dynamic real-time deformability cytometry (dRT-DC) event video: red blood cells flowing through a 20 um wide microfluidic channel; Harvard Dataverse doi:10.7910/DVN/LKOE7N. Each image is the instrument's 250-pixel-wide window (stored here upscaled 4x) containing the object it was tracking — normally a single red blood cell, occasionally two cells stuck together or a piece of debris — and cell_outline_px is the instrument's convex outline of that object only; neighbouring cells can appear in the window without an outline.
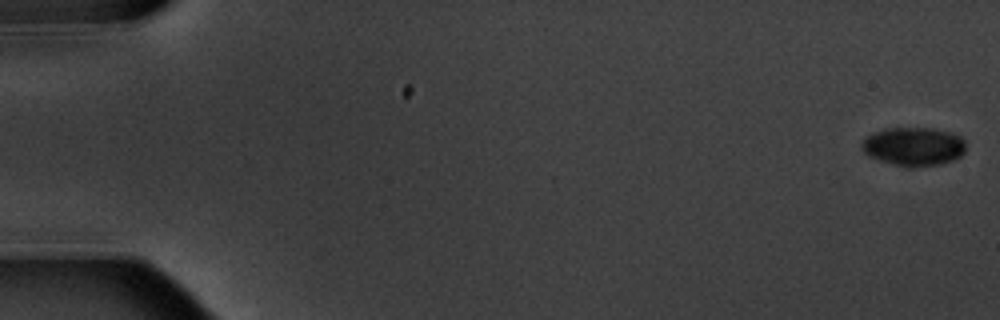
{"species": "common noctule bat (a hibernating species)", "species_latin": "Nyctalus noctula", "temperature_condition": "warm", "stored_images_in_passage": 5, "camera_frame_rate_fps": 3000, "um_per_image_px": 0.085, "animal": {"sex": "male", "body_mass_g": 20.1, "forearm_length_mm": 53.5}, "frame": {"image": 1, "passage_image": 1, "time_ms": 0.0, "image_size_px": [1000, 320], "cell_outline_px": [[964, 152], [960, 156], [952, 160], [940, 164], [912, 168], [904, 168], [868, 156], [864, 152], [860, 144], [864, 136], [872, 132], [884, 128], [932, 128], [948, 132], [960, 136], [964, 140]], "centroid_in_image_um": [77.6, 12.46], "position_along_channel_um": 7.4, "area_um2": 23.7}}
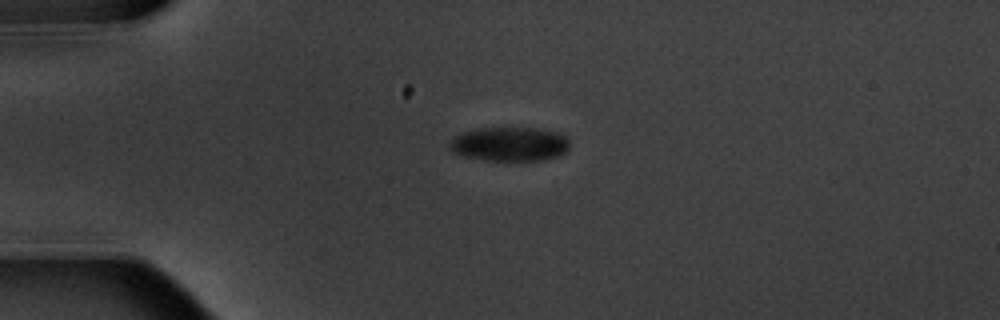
{"frame": {"image": 2, "passage_image": 5, "time_ms": 4.667, "image_size_px": [1000, 320], "cell_outline_px": [[568, 148], [560, 156], [544, 160], [484, 160], [460, 156], [452, 152], [448, 148], [448, 144], [456, 136], [464, 132], [484, 128], [536, 128], [556, 132], [564, 136], [568, 140]], "centroid_in_image_um": [43.29, 12.26], "position_along_channel_um": 41.7, "area_um2": 23.81}}